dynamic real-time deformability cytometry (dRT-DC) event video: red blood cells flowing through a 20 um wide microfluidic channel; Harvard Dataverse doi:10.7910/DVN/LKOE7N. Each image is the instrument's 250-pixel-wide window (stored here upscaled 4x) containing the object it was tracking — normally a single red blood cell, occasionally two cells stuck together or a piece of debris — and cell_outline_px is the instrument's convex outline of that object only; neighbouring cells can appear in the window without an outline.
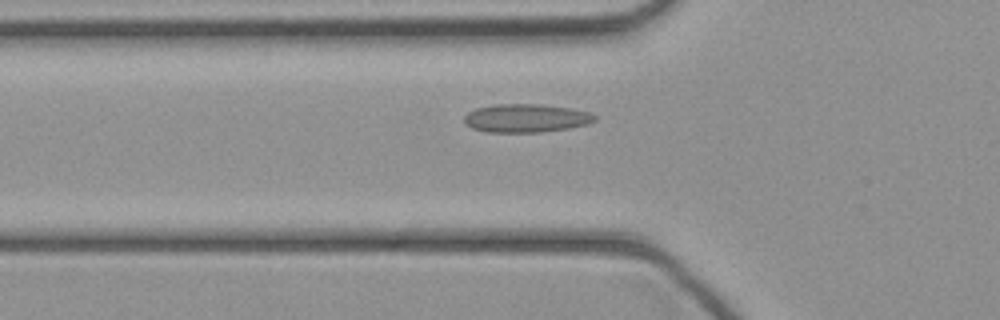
{"species": "common noctule bat (a hibernating species)", "species_latin": "Nyctalus noctula", "temperature_condition": "cold", "stored_images_in_passage": 40, "camera_frame_rate_fps": 3000, "um_per_image_px": 0.085, "animal": {"sex": "female", "body_mass_g": 21.9}, "frame": {"image": 1, "passage_image": 11, "time_ms": 3.333, "image_size_px": [1000, 320], "cell_outline_px": [[596, 120], [588, 124], [568, 128], [544, 132], [488, 132], [472, 128], [464, 124], [464, 116], [468, 112], [476, 108], [496, 104], [540, 104], [572, 108], [588, 112], [596, 116]], "centroid_in_image_um": [44.7, 10.04], "position_along_channel_um": 81.1, "area_um2": 21.68}}
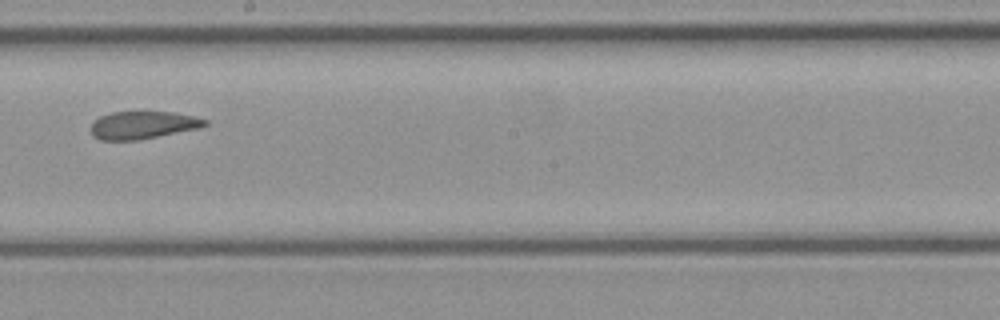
{"frame": {"image": 2, "passage_image": 21, "time_ms": 6.667, "image_size_px": [1000, 320], "cell_outline_px": [[208, 124], [200, 128], [140, 140], [100, 140], [92, 136], [92, 120], [100, 116], [112, 112], [172, 112], [192, 116], [208, 120]], "centroid_in_image_um": [12.13, 10.64], "position_along_channel_um": 236.1, "area_um2": 18.44}}
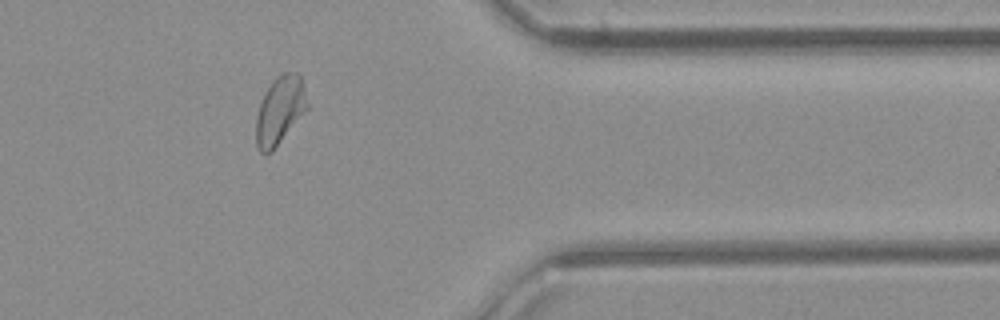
{"frame": {"image": 3, "passage_image": 32, "time_ms": 10.333, "image_size_px": [1000, 320], "cell_outline_px": [[308, 108], [272, 152], [260, 152], [256, 148], [256, 116], [260, 104], [272, 80], [280, 72], [296, 72], [300, 76], [304, 84], [308, 104]], "centroid_in_image_um": [23.79, 9.36], "position_along_channel_um": 387.6, "area_um2": 20.29}}